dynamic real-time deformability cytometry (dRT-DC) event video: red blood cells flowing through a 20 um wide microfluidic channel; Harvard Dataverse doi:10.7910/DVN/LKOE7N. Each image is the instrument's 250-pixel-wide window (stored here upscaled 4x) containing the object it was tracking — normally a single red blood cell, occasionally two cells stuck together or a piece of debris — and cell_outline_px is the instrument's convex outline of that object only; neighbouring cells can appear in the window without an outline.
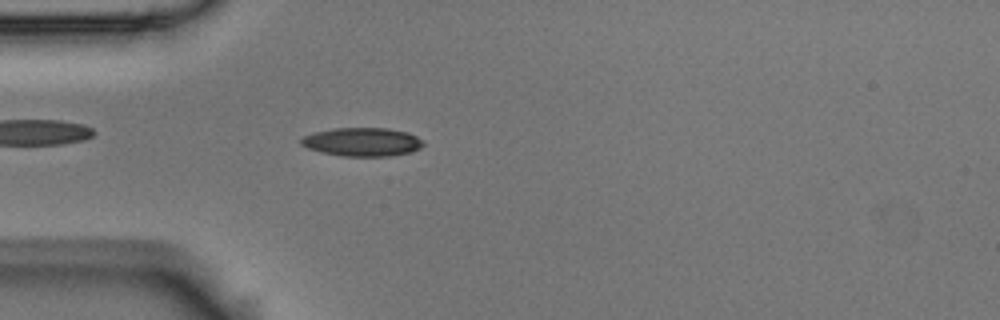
{"species": "Egyptian fruit bat (a non-hibernating species)", "species_latin": "Rousettus aegyptiacus", "temperature_condition": "room temperature", "stored_images_in_passage": 57, "camera_frame_rate_fps": 3000, "um_per_image_px": 0.085, "animal": {"sex": "male"}, "frame": {"image": 1, "passage_image": 16, "time_ms": 5.0, "image_size_px": [1000, 320], "cell_outline_px": [[424, 144], [420, 148], [412, 152], [388, 156], [340, 156], [308, 148], [300, 144], [300, 140], [304, 136], [312, 132], [332, 128], [388, 128], [408, 132], [424, 140]], "centroid_in_image_um": [30.81, 12.05], "position_along_channel_um": 54.2, "area_um2": 20.46}}
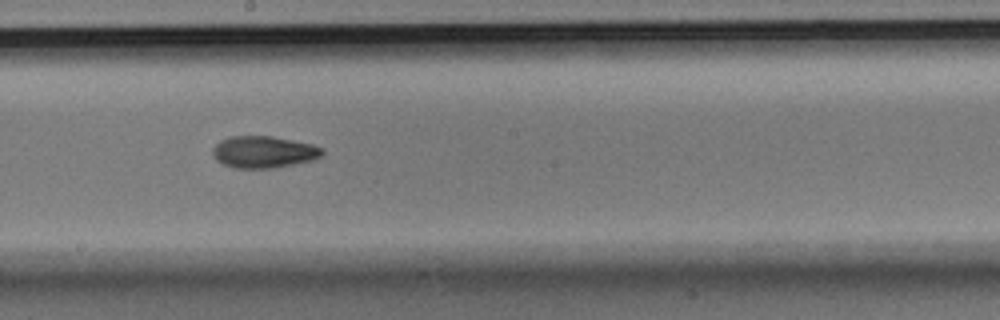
{"frame": {"image": 2, "passage_image": 31, "time_ms": 10.0, "image_size_px": [1000, 320], "cell_outline_px": [[324, 152], [320, 156], [312, 160], [272, 168], [236, 168], [224, 164], [216, 160], [212, 152], [212, 148], [220, 140], [228, 136], [272, 136], [312, 144], [324, 148]], "centroid_in_image_um": [22.39, 12.9], "position_along_channel_um": 225.8, "area_um2": 20.29}}
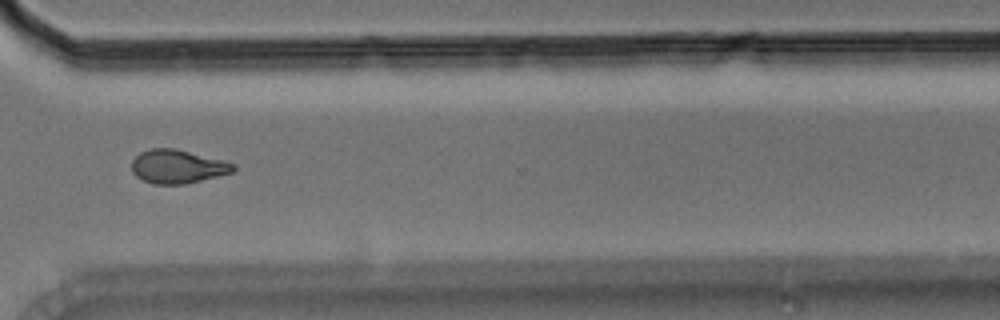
{"frame": {"image": 3, "passage_image": 42, "time_ms": 13.667, "image_size_px": [1000, 320], "cell_outline_px": [[236, 168], [232, 172], [184, 184], [152, 184], [136, 176], [132, 172], [132, 160], [140, 152], [152, 148], [176, 148], [236, 164]], "centroid_in_image_um": [15.06, 14.15], "position_along_channel_um": 355.5, "area_um2": 19.71}, "authors_computed_cell_mechanics": {"area_um2": 19.5364, "velocity_mm_per_s": 3.5426, "shape_relaxation_time_tau1_ms": 7.0405, "shape_relaxation_time_tau2_ms": 3.5704, "deformation_change_tau1": 0.158, "deformation_change_tau2": 0.0892}}